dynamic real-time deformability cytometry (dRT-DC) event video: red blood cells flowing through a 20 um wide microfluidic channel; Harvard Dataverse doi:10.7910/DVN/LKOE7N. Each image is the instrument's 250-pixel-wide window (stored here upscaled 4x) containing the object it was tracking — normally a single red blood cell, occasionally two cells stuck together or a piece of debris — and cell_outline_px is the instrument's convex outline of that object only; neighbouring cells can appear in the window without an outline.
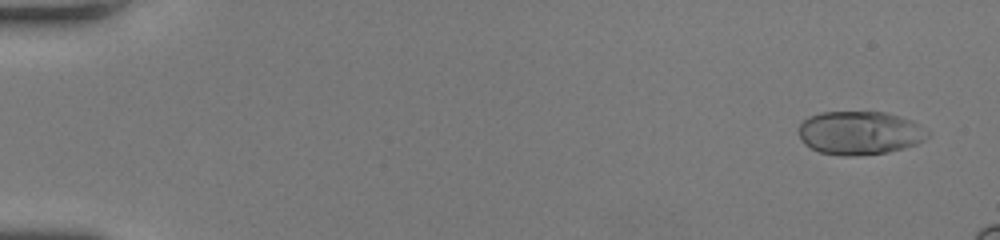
{"species": "human", "species_latin": "Homo sapiens", "temperature_condition": "room temperature", "stored_images_in_passage": 18, "camera_frame_rate_fps": 3000, "um_per_image_px": 0.085, "donor": {"sex": "female"}, "frame": {"image": 1, "passage_image": 3, "time_ms": 0.667, "image_size_px": [1000, 240], "cell_outline_px": [[932, 132], [924, 140], [916, 144], [904, 148], [888, 152], [848, 156], [844, 156], [820, 152], [804, 144], [800, 136], [800, 124], [808, 116], [820, 112], [884, 112], [900, 116], [912, 120]], "centroid_in_image_um": [73.11, 11.29], "position_along_channel_um": 11.9, "area_um2": 32.71}}
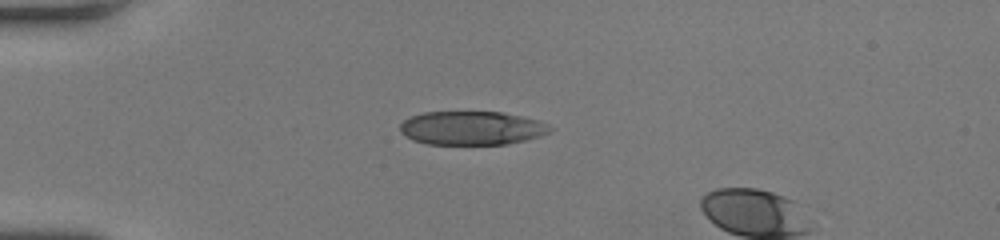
{"frame": {"image": 2, "passage_image": 15, "time_ms": 4.667, "image_size_px": [1000, 240], "cell_outline_px": [[552, 128], [548, 132], [540, 136], [508, 144], [428, 144], [412, 140], [400, 132], [400, 124], [404, 120], [412, 116], [424, 112], [504, 112], [540, 120], [548, 124]], "centroid_in_image_um": [40.1, 10.88], "position_along_channel_um": 44.9, "area_um2": 29.48}}